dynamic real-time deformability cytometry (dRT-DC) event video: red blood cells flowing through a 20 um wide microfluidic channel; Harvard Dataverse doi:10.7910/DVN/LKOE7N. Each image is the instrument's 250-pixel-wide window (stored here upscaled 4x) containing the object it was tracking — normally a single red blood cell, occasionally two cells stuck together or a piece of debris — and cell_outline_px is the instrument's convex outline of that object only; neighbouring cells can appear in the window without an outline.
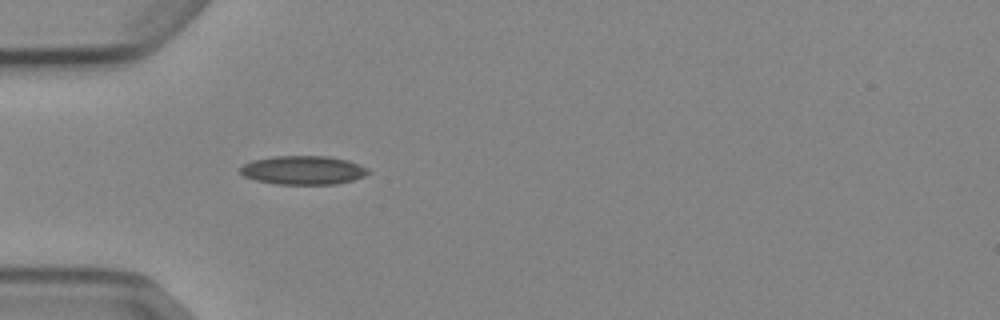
{"species": "Egyptian fruit bat (a non-hibernating species)", "species_latin": "Rousettus aegyptiacus", "temperature_condition": "cold", "stored_images_in_passage": 11, "camera_frame_rate_fps": 3000, "um_per_image_px": 0.085, "animal": {"sex": "female"}, "frame": {"image": 1, "passage_image": 4, "time_ms": 1.0, "image_size_px": [1000, 320], "cell_outline_px": [[372, 172], [364, 176], [352, 180], [336, 184], [276, 184], [256, 180], [244, 176], [240, 172], [240, 168], [244, 164], [252, 160], [272, 156], [328, 156], [348, 160], [368, 168]], "centroid_in_image_um": [25.78, 14.46], "position_along_channel_um": 59.2, "area_um2": 21.5}}
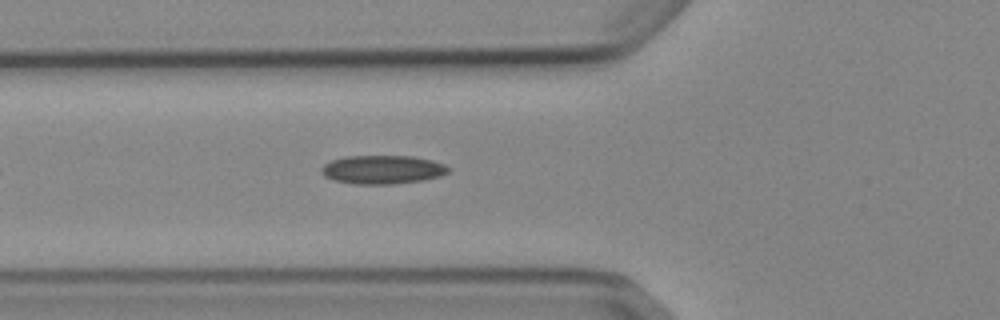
{"frame": {"image": 2, "passage_image": 7, "time_ms": 2.0, "image_size_px": [1000, 320], "cell_outline_px": [[448, 172], [440, 176], [424, 180], [392, 184], [356, 184], [332, 180], [324, 176], [320, 172], [320, 168], [324, 164], [332, 160], [344, 156], [412, 156], [432, 160], [444, 164], [448, 168]], "centroid_in_image_um": [32.47, 14.41], "position_along_channel_um": 93.3, "area_um2": 21.27}}